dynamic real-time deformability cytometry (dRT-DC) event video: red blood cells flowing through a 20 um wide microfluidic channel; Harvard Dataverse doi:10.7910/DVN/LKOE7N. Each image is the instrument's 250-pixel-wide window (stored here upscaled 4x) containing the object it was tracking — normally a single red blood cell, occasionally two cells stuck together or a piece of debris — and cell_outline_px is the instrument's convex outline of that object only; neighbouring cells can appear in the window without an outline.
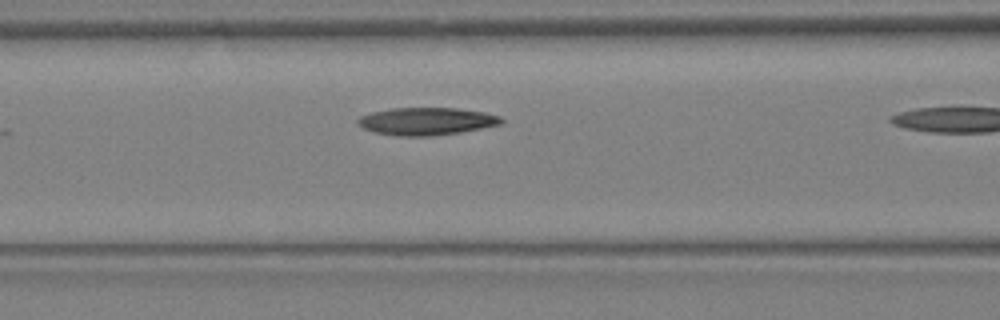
{"species": "Egyptian fruit bat (a non-hibernating species)", "species_latin": "Rousettus aegyptiacus", "temperature_condition": "warm", "stored_images_in_passage": 6, "camera_frame_rate_fps": 3000, "um_per_image_px": 0.085, "animal": {"sex": "female"}, "frame": {"image": 1, "passage_image": 5, "time_ms": 1.333, "image_size_px": [1000, 320], "cell_outline_px": [[504, 124], [460, 132], [432, 136], [396, 136], [372, 132], [356, 124], [356, 120], [360, 116], [372, 112], [392, 108], [456, 108], [484, 112], [500, 116], [504, 120]], "centroid_in_image_um": [36.24, 10.31], "position_along_channel_um": 130.4, "area_um2": 23.24}}